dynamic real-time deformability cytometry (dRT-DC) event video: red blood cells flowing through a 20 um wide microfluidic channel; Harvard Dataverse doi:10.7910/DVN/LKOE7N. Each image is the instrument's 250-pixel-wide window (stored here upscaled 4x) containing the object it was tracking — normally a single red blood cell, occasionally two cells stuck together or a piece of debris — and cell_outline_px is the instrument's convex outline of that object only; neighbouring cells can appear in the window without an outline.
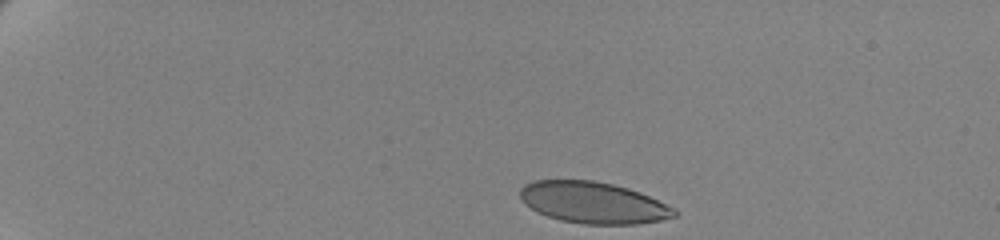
{"species": "human", "species_latin": "Homo sapiens", "temperature_condition": "cold", "stored_images_in_passage": 45, "camera_frame_rate_fps": 3000, "um_per_image_px": 0.085, "donor": {"sex": "female"}, "frame": {"image": 1, "passage_image": 1, "time_ms": 0.0, "image_size_px": [1000, 240], "cell_outline_px": [[676, 216], [660, 220], [636, 224], [584, 224], [560, 220], [536, 212], [524, 204], [520, 196], [520, 188], [524, 184], [536, 180], [592, 180], [612, 184], [628, 188], [640, 192], [672, 208], [676, 212]], "centroid_in_image_um": [50.36, 17.22], "position_along_channel_um": 34.6, "area_um2": 37.05}}
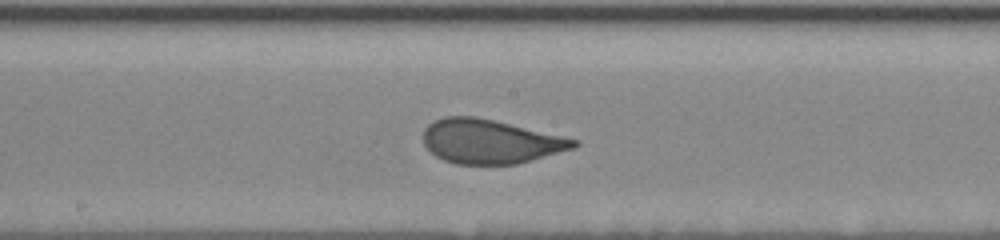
{"frame": {"image": 2, "passage_image": 24, "time_ms": 7.667, "image_size_px": [1000, 240], "cell_outline_px": [[580, 144], [576, 148], [532, 160], [516, 164], [456, 164], [444, 160], [436, 156], [424, 144], [424, 128], [428, 124], [444, 116], [476, 116], [580, 140]], "centroid_in_image_um": [41.7, 12.02], "position_along_channel_um": 206.5, "area_um2": 38.67}}
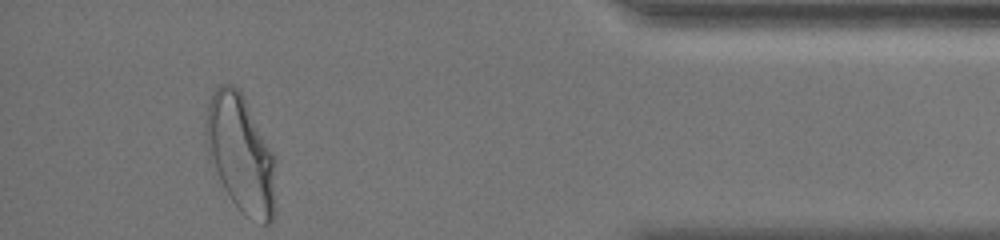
{"frame": {"image": 3, "passage_image": 45, "time_ms": 14.667, "image_size_px": [1000, 240], "cell_outline_px": [[276, 212], [272, 220], [268, 224], [264, 224], [244, 216], [232, 200], [224, 188], [208, 160], [208, 104], [216, 88], [220, 84], [232, 84], [244, 96], [276, 160]], "centroid_in_image_um": [20.52, 13.16], "position_along_channel_um": 414.7, "area_um2": 47.57}, "authors_computed_cell_mechanics": {"area_um2": 39.1884, "velocity_mm_per_s": 3.4359, "shape_relaxation_time_tau1_ms": 4.6514, "shape_relaxation_time_tau2_ms": null, "deformation_change_tau1": 0.1573, "deformation_change_tau2": null}}